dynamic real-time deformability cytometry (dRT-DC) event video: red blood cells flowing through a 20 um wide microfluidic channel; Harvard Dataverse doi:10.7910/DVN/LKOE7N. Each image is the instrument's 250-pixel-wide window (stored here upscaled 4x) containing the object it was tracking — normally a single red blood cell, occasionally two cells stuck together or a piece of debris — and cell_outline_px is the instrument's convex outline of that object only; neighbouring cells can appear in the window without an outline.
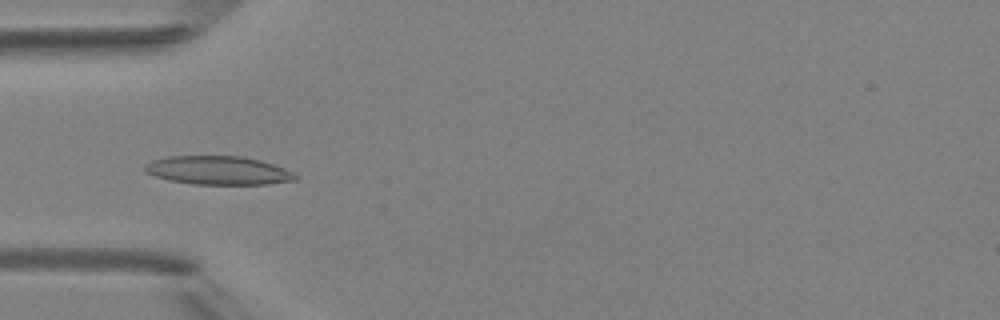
{"species": "Egyptian fruit bat (a non-hibernating species)", "species_latin": "Rousettus aegyptiacus", "temperature_condition": "room temperature", "stored_images_in_passage": 5, "camera_frame_rate_fps": 3000, "um_per_image_px": 0.085, "animal": {"sex": "female"}, "frame": {"image": 1, "passage_image": 5, "time_ms": 4.333, "image_size_px": [1000, 320], "cell_outline_px": [[300, 176], [296, 180], [268, 184], [196, 184], [172, 180], [156, 176], [144, 172], [144, 164], [152, 160], [168, 156], [240, 156], [260, 160], [284, 168]], "centroid_in_image_um": [18.56, 14.48], "position_along_channel_um": 66.4, "area_um2": 24.97}}